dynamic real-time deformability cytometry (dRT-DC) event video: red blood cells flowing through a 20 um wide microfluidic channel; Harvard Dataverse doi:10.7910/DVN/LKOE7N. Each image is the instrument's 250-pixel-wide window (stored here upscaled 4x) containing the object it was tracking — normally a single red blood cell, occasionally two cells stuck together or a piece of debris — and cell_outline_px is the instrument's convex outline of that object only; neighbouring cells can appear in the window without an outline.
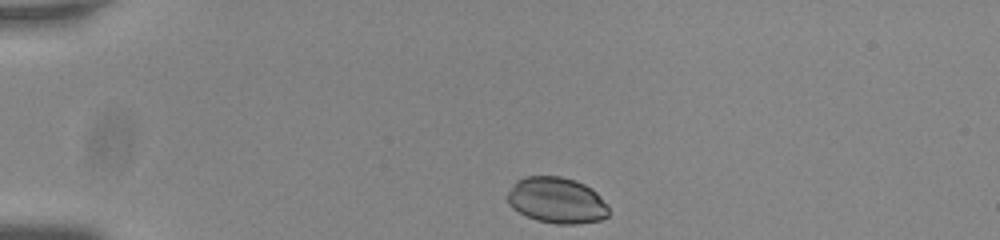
{"species": "common noctule bat (a hibernating species)", "species_latin": "Nyctalus noctula", "temperature_condition": "room temperature", "stored_images_in_passage": 39, "camera_frame_rate_fps": 3000, "um_per_image_px": 0.085, "animal": {"sex": "male", "body_mass_g": 20.0, "forearm_length_mm": 53.3}, "frame": {"image": 1, "passage_image": 1, "time_ms": 0.0, "image_size_px": [1000, 240], "cell_outline_px": [[608, 216], [600, 220], [576, 224], [556, 224], [536, 220], [512, 208], [508, 204], [508, 192], [512, 184], [516, 180], [524, 176], [560, 176], [576, 180], [592, 188], [608, 204]], "centroid_in_image_um": [47.32, 17.02], "position_along_channel_um": 37.7, "area_um2": 27.34}}
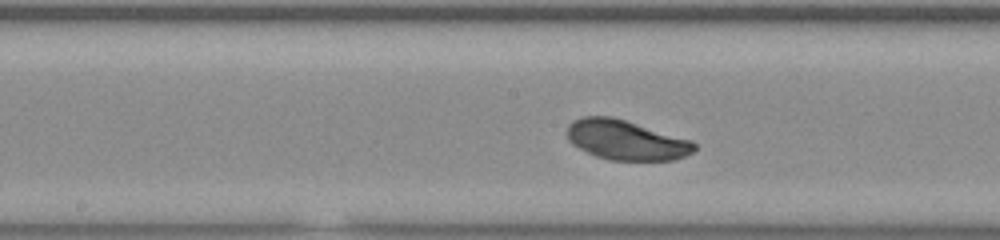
{"frame": {"image": 2, "passage_image": 18, "time_ms": 5.667, "image_size_px": [1000, 240], "cell_outline_px": [[696, 148], [692, 152], [676, 160], [608, 160], [596, 156], [572, 144], [568, 140], [568, 124], [572, 120], [584, 116], [612, 116], [692, 140], [696, 144]], "centroid_in_image_um": [53.21, 11.9], "position_along_channel_um": 195.0, "area_um2": 29.48}}
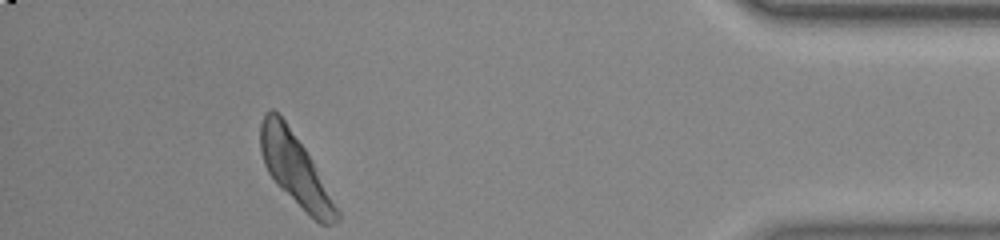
{"frame": {"image": 3, "passage_image": 39, "time_ms": 12.667, "image_size_px": [1000, 240], "cell_outline_px": [[340, 220], [332, 224], [320, 224], [280, 188], [276, 184], [268, 172], [264, 164], [260, 152], [260, 124], [264, 112], [272, 108], [284, 120], [304, 148], [312, 160], [340, 212]], "centroid_in_image_um": [25.07, 14.4], "position_along_channel_um": 410.1, "area_um2": 31.33}}